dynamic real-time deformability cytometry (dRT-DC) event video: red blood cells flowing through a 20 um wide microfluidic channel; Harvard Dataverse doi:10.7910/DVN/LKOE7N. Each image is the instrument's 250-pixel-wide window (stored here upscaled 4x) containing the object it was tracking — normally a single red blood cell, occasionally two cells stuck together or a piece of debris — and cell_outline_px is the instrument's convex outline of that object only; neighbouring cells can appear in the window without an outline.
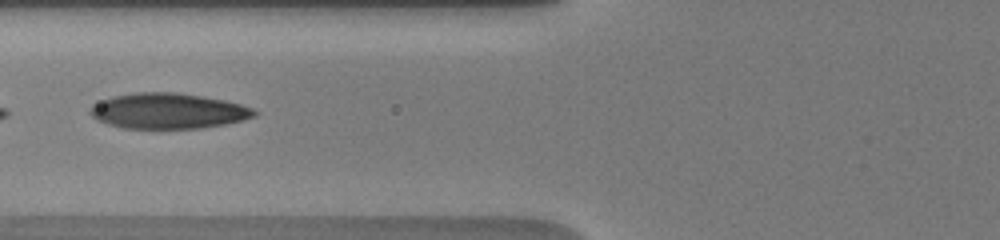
{"species": "human", "species_latin": "Homo sapiens", "temperature_condition": "warm", "stored_images_in_passage": 14, "camera_frame_rate_fps": 3000, "um_per_image_px": 0.085, "donor": {"sex": "male"}, "frame": {"image": 1, "passage_image": 7, "time_ms": 6.667, "image_size_px": [1000, 240], "cell_outline_px": [[260, 112], [256, 116], [224, 124], [200, 128], [124, 128], [108, 124], [96, 120], [88, 112], [92, 104], [112, 96], [136, 92], [172, 92], [200, 96], [224, 100], [240, 104], [252, 108]], "centroid_in_image_um": [14.26, 9.43], "position_along_channel_um": 111.5, "area_um2": 33.87}}
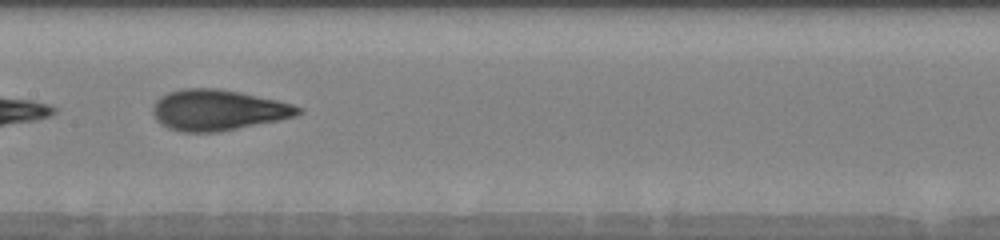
{"frame": {"image": 2, "passage_image": 11, "time_ms": 8.667, "image_size_px": [1000, 240], "cell_outline_px": [[304, 112], [296, 116], [280, 120], [220, 132], [184, 132], [168, 128], [152, 112], [152, 108], [156, 100], [160, 96], [168, 92], [184, 88], [220, 88], [240, 92], [276, 100], [292, 104], [304, 108]], "centroid_in_image_um": [18.57, 9.35], "position_along_channel_um": 188.8, "area_um2": 34.56}}
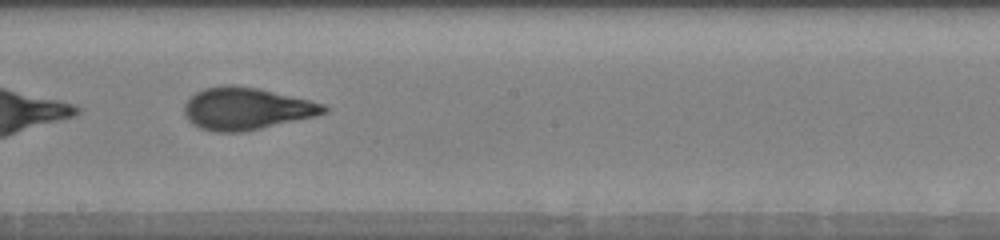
{"frame": {"image": 3, "passage_image": 14, "time_ms": 9.667, "image_size_px": [1000, 240], "cell_outline_px": [[328, 112], [312, 116], [244, 132], [216, 132], [200, 128], [192, 124], [184, 116], [184, 104], [196, 92], [204, 88], [224, 84], [232, 84], [256, 88], [308, 100], [324, 104], [328, 108]], "centroid_in_image_um": [20.87, 9.23], "position_along_channel_um": 227.3, "area_um2": 33.99}}